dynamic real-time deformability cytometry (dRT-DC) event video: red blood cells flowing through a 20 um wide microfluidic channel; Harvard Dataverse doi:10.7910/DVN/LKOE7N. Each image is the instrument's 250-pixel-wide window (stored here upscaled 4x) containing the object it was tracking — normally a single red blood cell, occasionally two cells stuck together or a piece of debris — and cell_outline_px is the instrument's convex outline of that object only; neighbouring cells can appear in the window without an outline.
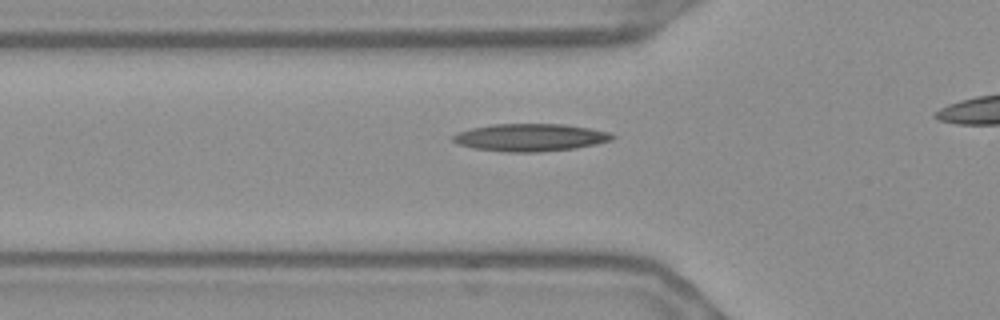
{"species": "Egyptian fruit bat (a non-hibernating species)", "species_latin": "Rousettus aegyptiacus", "temperature_condition": "warm", "stored_images_in_passage": 33, "camera_frame_rate_fps": 3000, "um_per_image_px": 0.085, "frame": {"image": 1, "passage_image": 6, "time_ms": 1.667, "image_size_px": [1000, 320], "cell_outline_px": [[616, 136], [612, 140], [596, 144], [576, 148], [540, 152], [508, 152], [472, 148], [456, 144], [452, 140], [452, 136], [460, 132], [472, 128], [492, 124], [564, 124], [592, 128], [608, 132]], "centroid_in_image_um": [45.09, 11.69], "position_along_channel_um": 80.7, "area_um2": 25.66}}
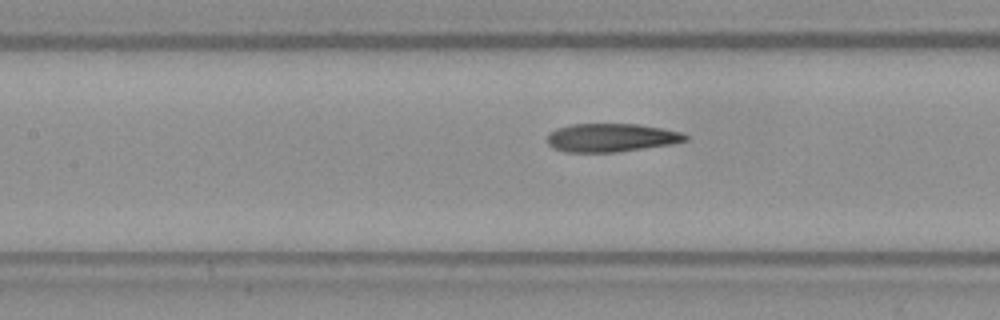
{"frame": {"image": 2, "passage_image": 12, "time_ms": 3.667, "image_size_px": [1000, 320], "cell_outline_px": [[688, 140], [672, 144], [616, 152], [564, 152], [552, 148], [548, 144], [548, 132], [556, 128], [572, 124], [636, 124], [660, 128], [680, 132], [688, 136]], "centroid_in_image_um": [51.91, 11.7], "position_along_channel_um": 155.5, "area_um2": 22.83}}
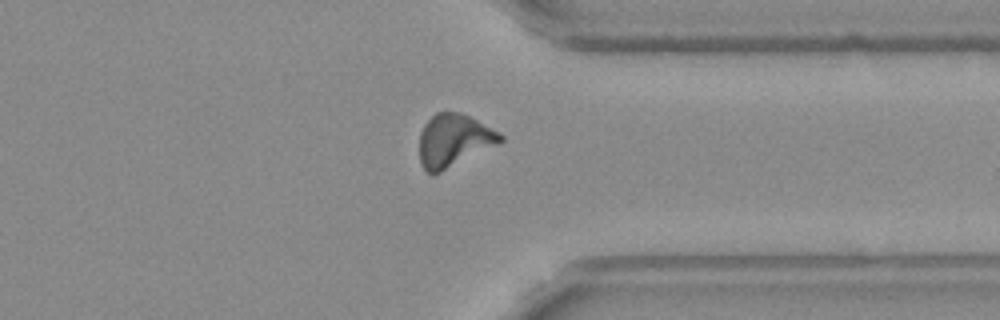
{"frame": {"image": 3, "passage_image": 30, "time_ms": 9.667, "image_size_px": [1000, 320], "cell_outline_px": [[504, 140], [500, 144], [440, 172], [428, 172], [420, 164], [420, 132], [424, 124], [436, 112], [460, 112], [500, 132], [504, 136]], "centroid_in_image_um": [38.6, 11.93], "position_along_channel_um": 372.8, "area_um2": 24.74}}